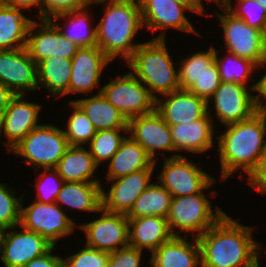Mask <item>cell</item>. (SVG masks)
<instances>
[{
  "label": "cell",
  "mask_w": 266,
  "mask_h": 267,
  "mask_svg": "<svg viewBox=\"0 0 266 267\" xmlns=\"http://www.w3.org/2000/svg\"><path fill=\"white\" fill-rule=\"evenodd\" d=\"M253 229L225 213L197 237L201 267H258L261 243L253 240Z\"/></svg>",
  "instance_id": "cell-1"
},
{
  "label": "cell",
  "mask_w": 266,
  "mask_h": 267,
  "mask_svg": "<svg viewBox=\"0 0 266 267\" xmlns=\"http://www.w3.org/2000/svg\"><path fill=\"white\" fill-rule=\"evenodd\" d=\"M225 126L226 130L215 137L221 165L220 178L226 180L242 170L249 176L263 159L266 114L258 111L249 119Z\"/></svg>",
  "instance_id": "cell-2"
},
{
  "label": "cell",
  "mask_w": 266,
  "mask_h": 267,
  "mask_svg": "<svg viewBox=\"0 0 266 267\" xmlns=\"http://www.w3.org/2000/svg\"><path fill=\"white\" fill-rule=\"evenodd\" d=\"M102 18L96 26L97 46L111 60L121 57L125 62L141 43L134 37L143 27L138 0H115L103 3Z\"/></svg>",
  "instance_id": "cell-3"
},
{
  "label": "cell",
  "mask_w": 266,
  "mask_h": 267,
  "mask_svg": "<svg viewBox=\"0 0 266 267\" xmlns=\"http://www.w3.org/2000/svg\"><path fill=\"white\" fill-rule=\"evenodd\" d=\"M166 46V39L152 38L141 43L125 62L155 99L180 90L178 69Z\"/></svg>",
  "instance_id": "cell-4"
},
{
  "label": "cell",
  "mask_w": 266,
  "mask_h": 267,
  "mask_svg": "<svg viewBox=\"0 0 266 267\" xmlns=\"http://www.w3.org/2000/svg\"><path fill=\"white\" fill-rule=\"evenodd\" d=\"M213 183H216L215 179L201 193L172 197L166 220L174 236H181L180 232H182L187 237L190 233H192L193 237H198L211 228L225 214L217 206L213 210L211 202L204 194V191L208 190V188L210 189Z\"/></svg>",
  "instance_id": "cell-5"
},
{
  "label": "cell",
  "mask_w": 266,
  "mask_h": 267,
  "mask_svg": "<svg viewBox=\"0 0 266 267\" xmlns=\"http://www.w3.org/2000/svg\"><path fill=\"white\" fill-rule=\"evenodd\" d=\"M63 128L52 124H40L31 130L10 151L21 156L27 165L39 169L55 168L69 147Z\"/></svg>",
  "instance_id": "cell-6"
},
{
  "label": "cell",
  "mask_w": 266,
  "mask_h": 267,
  "mask_svg": "<svg viewBox=\"0 0 266 267\" xmlns=\"http://www.w3.org/2000/svg\"><path fill=\"white\" fill-rule=\"evenodd\" d=\"M250 80L253 83L250 86L234 82H221L220 86L208 99L206 102L207 111L211 112L209 107L214 103V117L219 121L218 124L221 123L225 126L240 122L249 119L258 112L256 97L258 80ZM251 91H253V94Z\"/></svg>",
  "instance_id": "cell-7"
},
{
  "label": "cell",
  "mask_w": 266,
  "mask_h": 267,
  "mask_svg": "<svg viewBox=\"0 0 266 267\" xmlns=\"http://www.w3.org/2000/svg\"><path fill=\"white\" fill-rule=\"evenodd\" d=\"M109 80L101 87V93L127 120L155 110L156 99L130 71Z\"/></svg>",
  "instance_id": "cell-8"
},
{
  "label": "cell",
  "mask_w": 266,
  "mask_h": 267,
  "mask_svg": "<svg viewBox=\"0 0 266 267\" xmlns=\"http://www.w3.org/2000/svg\"><path fill=\"white\" fill-rule=\"evenodd\" d=\"M20 226L56 246L61 238L74 233L78 225L56 202L46 204L34 200L27 207L21 202Z\"/></svg>",
  "instance_id": "cell-9"
},
{
  "label": "cell",
  "mask_w": 266,
  "mask_h": 267,
  "mask_svg": "<svg viewBox=\"0 0 266 267\" xmlns=\"http://www.w3.org/2000/svg\"><path fill=\"white\" fill-rule=\"evenodd\" d=\"M222 13L216 11L221 23L225 48L241 58L255 62L259 67L266 62V50L261 41V31L235 17L222 4H218Z\"/></svg>",
  "instance_id": "cell-10"
},
{
  "label": "cell",
  "mask_w": 266,
  "mask_h": 267,
  "mask_svg": "<svg viewBox=\"0 0 266 267\" xmlns=\"http://www.w3.org/2000/svg\"><path fill=\"white\" fill-rule=\"evenodd\" d=\"M163 168L158 174V182L172 197L201 193L214 179L198 164L188 161L187 156L163 157ZM198 165V166H197Z\"/></svg>",
  "instance_id": "cell-11"
},
{
  "label": "cell",
  "mask_w": 266,
  "mask_h": 267,
  "mask_svg": "<svg viewBox=\"0 0 266 267\" xmlns=\"http://www.w3.org/2000/svg\"><path fill=\"white\" fill-rule=\"evenodd\" d=\"M99 218H95L77 227L86 234V246L103 252L112 253L129 245V219L126 214L99 210Z\"/></svg>",
  "instance_id": "cell-12"
},
{
  "label": "cell",
  "mask_w": 266,
  "mask_h": 267,
  "mask_svg": "<svg viewBox=\"0 0 266 267\" xmlns=\"http://www.w3.org/2000/svg\"><path fill=\"white\" fill-rule=\"evenodd\" d=\"M79 46L66 39L50 19L33 20L27 34L26 49L37 64L52 56L72 59Z\"/></svg>",
  "instance_id": "cell-13"
},
{
  "label": "cell",
  "mask_w": 266,
  "mask_h": 267,
  "mask_svg": "<svg viewBox=\"0 0 266 267\" xmlns=\"http://www.w3.org/2000/svg\"><path fill=\"white\" fill-rule=\"evenodd\" d=\"M11 227L4 229L0 260L5 267H23L32 259L48 253L54 245L38 233Z\"/></svg>",
  "instance_id": "cell-14"
},
{
  "label": "cell",
  "mask_w": 266,
  "mask_h": 267,
  "mask_svg": "<svg viewBox=\"0 0 266 267\" xmlns=\"http://www.w3.org/2000/svg\"><path fill=\"white\" fill-rule=\"evenodd\" d=\"M128 135L148 153L154 160V165L158 160L157 152L163 156L164 153L160 152L173 151L170 158L178 156L172 142L170 126L156 110L129 119Z\"/></svg>",
  "instance_id": "cell-15"
},
{
  "label": "cell",
  "mask_w": 266,
  "mask_h": 267,
  "mask_svg": "<svg viewBox=\"0 0 266 267\" xmlns=\"http://www.w3.org/2000/svg\"><path fill=\"white\" fill-rule=\"evenodd\" d=\"M142 14L143 27L152 34L163 30L154 39H166L167 29L180 30L200 35L186 17L189 9L174 0H138Z\"/></svg>",
  "instance_id": "cell-16"
},
{
  "label": "cell",
  "mask_w": 266,
  "mask_h": 267,
  "mask_svg": "<svg viewBox=\"0 0 266 267\" xmlns=\"http://www.w3.org/2000/svg\"><path fill=\"white\" fill-rule=\"evenodd\" d=\"M0 83L15 95L38 90L37 64L24 48L0 50Z\"/></svg>",
  "instance_id": "cell-17"
},
{
  "label": "cell",
  "mask_w": 266,
  "mask_h": 267,
  "mask_svg": "<svg viewBox=\"0 0 266 267\" xmlns=\"http://www.w3.org/2000/svg\"><path fill=\"white\" fill-rule=\"evenodd\" d=\"M153 172L154 170H141L108 180L110 189L105 190L102 186L101 190L102 208L112 213L127 214L136 199L152 183L150 181L153 180Z\"/></svg>",
  "instance_id": "cell-18"
},
{
  "label": "cell",
  "mask_w": 266,
  "mask_h": 267,
  "mask_svg": "<svg viewBox=\"0 0 266 267\" xmlns=\"http://www.w3.org/2000/svg\"><path fill=\"white\" fill-rule=\"evenodd\" d=\"M41 104L26 101L24 95H16L8 105L0 120V140L10 152L31 130L38 125Z\"/></svg>",
  "instance_id": "cell-19"
},
{
  "label": "cell",
  "mask_w": 266,
  "mask_h": 267,
  "mask_svg": "<svg viewBox=\"0 0 266 267\" xmlns=\"http://www.w3.org/2000/svg\"><path fill=\"white\" fill-rule=\"evenodd\" d=\"M112 61L96 46L79 47L72 58L69 94L88 95L100 85L102 71Z\"/></svg>",
  "instance_id": "cell-20"
},
{
  "label": "cell",
  "mask_w": 266,
  "mask_h": 267,
  "mask_svg": "<svg viewBox=\"0 0 266 267\" xmlns=\"http://www.w3.org/2000/svg\"><path fill=\"white\" fill-rule=\"evenodd\" d=\"M155 110L168 125L186 124L202 118L207 113L204 99L189 92L177 90L156 98Z\"/></svg>",
  "instance_id": "cell-21"
},
{
  "label": "cell",
  "mask_w": 266,
  "mask_h": 267,
  "mask_svg": "<svg viewBox=\"0 0 266 267\" xmlns=\"http://www.w3.org/2000/svg\"><path fill=\"white\" fill-rule=\"evenodd\" d=\"M211 114L210 111H207L202 118L196 121L169 125L172 142L175 151L178 152V156H181L180 151L201 154L213 149L215 140L213 137L217 128H214V119L212 118L214 114Z\"/></svg>",
  "instance_id": "cell-22"
},
{
  "label": "cell",
  "mask_w": 266,
  "mask_h": 267,
  "mask_svg": "<svg viewBox=\"0 0 266 267\" xmlns=\"http://www.w3.org/2000/svg\"><path fill=\"white\" fill-rule=\"evenodd\" d=\"M173 236L157 248L150 257L151 267H201V252L197 237Z\"/></svg>",
  "instance_id": "cell-23"
},
{
  "label": "cell",
  "mask_w": 266,
  "mask_h": 267,
  "mask_svg": "<svg viewBox=\"0 0 266 267\" xmlns=\"http://www.w3.org/2000/svg\"><path fill=\"white\" fill-rule=\"evenodd\" d=\"M129 219V245L139 250L153 253L174 235L171 233L166 218L144 216Z\"/></svg>",
  "instance_id": "cell-24"
},
{
  "label": "cell",
  "mask_w": 266,
  "mask_h": 267,
  "mask_svg": "<svg viewBox=\"0 0 266 267\" xmlns=\"http://www.w3.org/2000/svg\"><path fill=\"white\" fill-rule=\"evenodd\" d=\"M106 181L141 170H155L154 160L130 136L121 142L118 151L107 162Z\"/></svg>",
  "instance_id": "cell-25"
},
{
  "label": "cell",
  "mask_w": 266,
  "mask_h": 267,
  "mask_svg": "<svg viewBox=\"0 0 266 267\" xmlns=\"http://www.w3.org/2000/svg\"><path fill=\"white\" fill-rule=\"evenodd\" d=\"M102 182L64 181L56 199L62 208L64 205L78 211L99 213L102 208Z\"/></svg>",
  "instance_id": "cell-26"
},
{
  "label": "cell",
  "mask_w": 266,
  "mask_h": 267,
  "mask_svg": "<svg viewBox=\"0 0 266 267\" xmlns=\"http://www.w3.org/2000/svg\"><path fill=\"white\" fill-rule=\"evenodd\" d=\"M69 102H74L86 114L97 131L128 129V120L102 95L101 88L94 96Z\"/></svg>",
  "instance_id": "cell-27"
},
{
  "label": "cell",
  "mask_w": 266,
  "mask_h": 267,
  "mask_svg": "<svg viewBox=\"0 0 266 267\" xmlns=\"http://www.w3.org/2000/svg\"><path fill=\"white\" fill-rule=\"evenodd\" d=\"M97 168L90 150L83 146H69L55 167L64 181L73 182H101L94 176Z\"/></svg>",
  "instance_id": "cell-28"
},
{
  "label": "cell",
  "mask_w": 266,
  "mask_h": 267,
  "mask_svg": "<svg viewBox=\"0 0 266 267\" xmlns=\"http://www.w3.org/2000/svg\"><path fill=\"white\" fill-rule=\"evenodd\" d=\"M72 59L52 56L37 63L38 89L46 88L51 98L69 95ZM41 85V86H40Z\"/></svg>",
  "instance_id": "cell-29"
},
{
  "label": "cell",
  "mask_w": 266,
  "mask_h": 267,
  "mask_svg": "<svg viewBox=\"0 0 266 267\" xmlns=\"http://www.w3.org/2000/svg\"><path fill=\"white\" fill-rule=\"evenodd\" d=\"M22 11L0 2V50L26 47L28 29L33 20Z\"/></svg>",
  "instance_id": "cell-30"
},
{
  "label": "cell",
  "mask_w": 266,
  "mask_h": 267,
  "mask_svg": "<svg viewBox=\"0 0 266 267\" xmlns=\"http://www.w3.org/2000/svg\"><path fill=\"white\" fill-rule=\"evenodd\" d=\"M90 7L81 10L64 12L53 16L50 20L57 26L64 37L79 47L96 46V26L92 27ZM90 13V14H89ZM66 19V25L60 26L59 20Z\"/></svg>",
  "instance_id": "cell-31"
},
{
  "label": "cell",
  "mask_w": 266,
  "mask_h": 267,
  "mask_svg": "<svg viewBox=\"0 0 266 267\" xmlns=\"http://www.w3.org/2000/svg\"><path fill=\"white\" fill-rule=\"evenodd\" d=\"M171 201V193L159 182H153L136 199L132 208L126 214V217L160 216L166 218L169 213Z\"/></svg>",
  "instance_id": "cell-32"
},
{
  "label": "cell",
  "mask_w": 266,
  "mask_h": 267,
  "mask_svg": "<svg viewBox=\"0 0 266 267\" xmlns=\"http://www.w3.org/2000/svg\"><path fill=\"white\" fill-rule=\"evenodd\" d=\"M217 51L220 52V50L215 49V62L219 69L221 82H234L247 86L251 75L254 76V72L259 66L249 59L238 57L228 51H226L225 57L219 59Z\"/></svg>",
  "instance_id": "cell-33"
},
{
  "label": "cell",
  "mask_w": 266,
  "mask_h": 267,
  "mask_svg": "<svg viewBox=\"0 0 266 267\" xmlns=\"http://www.w3.org/2000/svg\"><path fill=\"white\" fill-rule=\"evenodd\" d=\"M215 62V47L209 46L208 51H197L180 60L179 84L180 89L188 90L191 85Z\"/></svg>",
  "instance_id": "cell-34"
},
{
  "label": "cell",
  "mask_w": 266,
  "mask_h": 267,
  "mask_svg": "<svg viewBox=\"0 0 266 267\" xmlns=\"http://www.w3.org/2000/svg\"><path fill=\"white\" fill-rule=\"evenodd\" d=\"M128 134V129H108L97 131L87 148L90 150L95 163L100 166L105 161L109 162L114 154L118 151L121 142ZM89 146V147H88Z\"/></svg>",
  "instance_id": "cell-35"
},
{
  "label": "cell",
  "mask_w": 266,
  "mask_h": 267,
  "mask_svg": "<svg viewBox=\"0 0 266 267\" xmlns=\"http://www.w3.org/2000/svg\"><path fill=\"white\" fill-rule=\"evenodd\" d=\"M72 106V114L67 119L64 135L70 146L88 145L97 130L86 114L74 103L68 102Z\"/></svg>",
  "instance_id": "cell-36"
},
{
  "label": "cell",
  "mask_w": 266,
  "mask_h": 267,
  "mask_svg": "<svg viewBox=\"0 0 266 267\" xmlns=\"http://www.w3.org/2000/svg\"><path fill=\"white\" fill-rule=\"evenodd\" d=\"M0 183V228L8 229L20 226L21 202L25 201L23 196H15V188Z\"/></svg>",
  "instance_id": "cell-37"
},
{
  "label": "cell",
  "mask_w": 266,
  "mask_h": 267,
  "mask_svg": "<svg viewBox=\"0 0 266 267\" xmlns=\"http://www.w3.org/2000/svg\"><path fill=\"white\" fill-rule=\"evenodd\" d=\"M232 1L226 0L222 5L235 17L261 31L266 19L265 8L259 2L252 0H236L234 7Z\"/></svg>",
  "instance_id": "cell-38"
},
{
  "label": "cell",
  "mask_w": 266,
  "mask_h": 267,
  "mask_svg": "<svg viewBox=\"0 0 266 267\" xmlns=\"http://www.w3.org/2000/svg\"><path fill=\"white\" fill-rule=\"evenodd\" d=\"M39 176V180L35 182V188H37L35 201L46 204L56 202L64 180L55 168H43V171Z\"/></svg>",
  "instance_id": "cell-39"
},
{
  "label": "cell",
  "mask_w": 266,
  "mask_h": 267,
  "mask_svg": "<svg viewBox=\"0 0 266 267\" xmlns=\"http://www.w3.org/2000/svg\"><path fill=\"white\" fill-rule=\"evenodd\" d=\"M62 260L63 267H108L109 253L85 245Z\"/></svg>",
  "instance_id": "cell-40"
},
{
  "label": "cell",
  "mask_w": 266,
  "mask_h": 267,
  "mask_svg": "<svg viewBox=\"0 0 266 267\" xmlns=\"http://www.w3.org/2000/svg\"><path fill=\"white\" fill-rule=\"evenodd\" d=\"M220 83L219 69L216 62H214L211 66L206 68V71L191 85L188 91L207 102L220 86Z\"/></svg>",
  "instance_id": "cell-41"
},
{
  "label": "cell",
  "mask_w": 266,
  "mask_h": 267,
  "mask_svg": "<svg viewBox=\"0 0 266 267\" xmlns=\"http://www.w3.org/2000/svg\"><path fill=\"white\" fill-rule=\"evenodd\" d=\"M142 250L130 245L109 253L108 267H141Z\"/></svg>",
  "instance_id": "cell-42"
},
{
  "label": "cell",
  "mask_w": 266,
  "mask_h": 267,
  "mask_svg": "<svg viewBox=\"0 0 266 267\" xmlns=\"http://www.w3.org/2000/svg\"><path fill=\"white\" fill-rule=\"evenodd\" d=\"M86 7L84 0H43V19H51L55 15Z\"/></svg>",
  "instance_id": "cell-43"
},
{
  "label": "cell",
  "mask_w": 266,
  "mask_h": 267,
  "mask_svg": "<svg viewBox=\"0 0 266 267\" xmlns=\"http://www.w3.org/2000/svg\"><path fill=\"white\" fill-rule=\"evenodd\" d=\"M56 249L54 246L45 255L32 259L30 262L26 263L23 267H63V260L61 256L53 255V250Z\"/></svg>",
  "instance_id": "cell-44"
},
{
  "label": "cell",
  "mask_w": 266,
  "mask_h": 267,
  "mask_svg": "<svg viewBox=\"0 0 266 267\" xmlns=\"http://www.w3.org/2000/svg\"><path fill=\"white\" fill-rule=\"evenodd\" d=\"M248 177L251 187L262 194L266 193V162H261Z\"/></svg>",
  "instance_id": "cell-45"
},
{
  "label": "cell",
  "mask_w": 266,
  "mask_h": 267,
  "mask_svg": "<svg viewBox=\"0 0 266 267\" xmlns=\"http://www.w3.org/2000/svg\"><path fill=\"white\" fill-rule=\"evenodd\" d=\"M0 2L20 10H30V8L32 9L37 6L38 13L36 17L43 19V0H0Z\"/></svg>",
  "instance_id": "cell-46"
},
{
  "label": "cell",
  "mask_w": 266,
  "mask_h": 267,
  "mask_svg": "<svg viewBox=\"0 0 266 267\" xmlns=\"http://www.w3.org/2000/svg\"><path fill=\"white\" fill-rule=\"evenodd\" d=\"M262 67L266 70V62L259 67L258 71H260ZM256 92L258 111L266 114V72H264V75L258 80Z\"/></svg>",
  "instance_id": "cell-47"
},
{
  "label": "cell",
  "mask_w": 266,
  "mask_h": 267,
  "mask_svg": "<svg viewBox=\"0 0 266 267\" xmlns=\"http://www.w3.org/2000/svg\"><path fill=\"white\" fill-rule=\"evenodd\" d=\"M15 96L16 95L9 88L0 83V120Z\"/></svg>",
  "instance_id": "cell-48"
},
{
  "label": "cell",
  "mask_w": 266,
  "mask_h": 267,
  "mask_svg": "<svg viewBox=\"0 0 266 267\" xmlns=\"http://www.w3.org/2000/svg\"><path fill=\"white\" fill-rule=\"evenodd\" d=\"M177 3H180L189 9V12H195L200 15L210 16V14L204 13L203 0H174Z\"/></svg>",
  "instance_id": "cell-49"
},
{
  "label": "cell",
  "mask_w": 266,
  "mask_h": 267,
  "mask_svg": "<svg viewBox=\"0 0 266 267\" xmlns=\"http://www.w3.org/2000/svg\"><path fill=\"white\" fill-rule=\"evenodd\" d=\"M85 1V4L87 7H92L93 5L92 4H103V3H108V2H112V1H115V0H84Z\"/></svg>",
  "instance_id": "cell-50"
},
{
  "label": "cell",
  "mask_w": 266,
  "mask_h": 267,
  "mask_svg": "<svg viewBox=\"0 0 266 267\" xmlns=\"http://www.w3.org/2000/svg\"><path fill=\"white\" fill-rule=\"evenodd\" d=\"M261 41L264 49L266 50V19L261 29Z\"/></svg>",
  "instance_id": "cell-51"
},
{
  "label": "cell",
  "mask_w": 266,
  "mask_h": 267,
  "mask_svg": "<svg viewBox=\"0 0 266 267\" xmlns=\"http://www.w3.org/2000/svg\"><path fill=\"white\" fill-rule=\"evenodd\" d=\"M206 1H209V2H213V3H216L217 5L218 4H223L226 0H206Z\"/></svg>",
  "instance_id": "cell-52"
},
{
  "label": "cell",
  "mask_w": 266,
  "mask_h": 267,
  "mask_svg": "<svg viewBox=\"0 0 266 267\" xmlns=\"http://www.w3.org/2000/svg\"><path fill=\"white\" fill-rule=\"evenodd\" d=\"M4 229L0 228V254H1V241L3 236Z\"/></svg>",
  "instance_id": "cell-53"
},
{
  "label": "cell",
  "mask_w": 266,
  "mask_h": 267,
  "mask_svg": "<svg viewBox=\"0 0 266 267\" xmlns=\"http://www.w3.org/2000/svg\"><path fill=\"white\" fill-rule=\"evenodd\" d=\"M266 10V0H259L258 1Z\"/></svg>",
  "instance_id": "cell-54"
},
{
  "label": "cell",
  "mask_w": 266,
  "mask_h": 267,
  "mask_svg": "<svg viewBox=\"0 0 266 267\" xmlns=\"http://www.w3.org/2000/svg\"><path fill=\"white\" fill-rule=\"evenodd\" d=\"M262 162H266V144H265V150H264Z\"/></svg>",
  "instance_id": "cell-55"
}]
</instances>
